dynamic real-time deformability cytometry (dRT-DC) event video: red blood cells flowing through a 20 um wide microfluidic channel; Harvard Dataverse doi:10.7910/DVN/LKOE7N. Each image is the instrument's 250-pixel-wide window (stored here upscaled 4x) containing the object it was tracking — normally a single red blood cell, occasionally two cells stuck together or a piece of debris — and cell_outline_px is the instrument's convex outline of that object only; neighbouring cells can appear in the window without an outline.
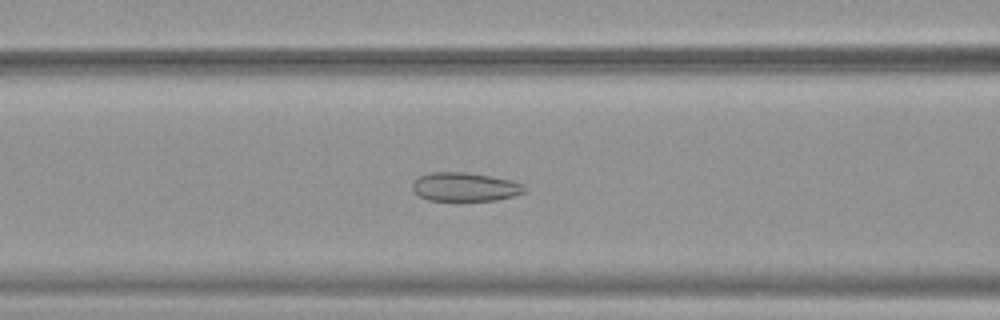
{"species": "common noctule bat (a hibernating species)", "species_latin": "Nyctalus noctula", "temperature_condition": "warm", "stored_images_in_passage": 53, "camera_frame_rate_fps": 3000, "um_per_image_px": 0.085, "animal": {"sex": "female", "body_mass_g": 19.9}, "frame": {"image": 1, "passage_image": 22, "time_ms": 7.0, "image_size_px": [1000, 320], "cell_outline_px": [[528, 192], [516, 196], [496, 200], [428, 200], [420, 196], [412, 188], [412, 184], [416, 176], [428, 172], [468, 172], [492, 176], [512, 180], [524, 184], [528, 188]], "centroid_in_image_um": [39.58, 15.87], "position_along_channel_um": 127.0, "area_um2": 19.19}}
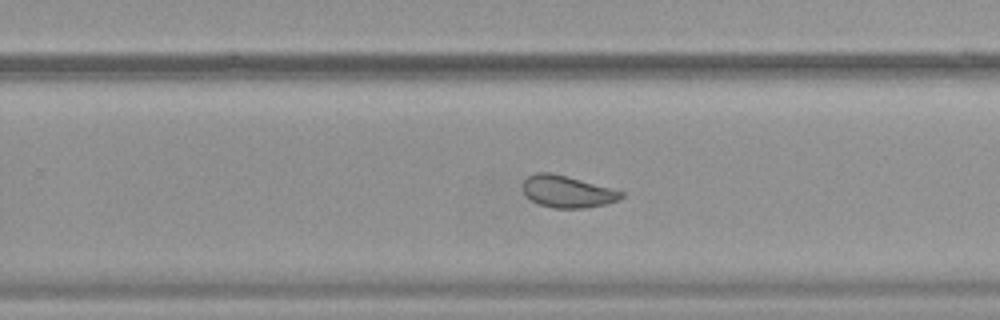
{"frame": {"image": 2, "passage_image": 34, "time_ms": 11.0, "image_size_px": [1000, 320], "cell_outline_px": [[624, 196], [620, 200], [604, 204], [584, 208], [552, 208], [540, 204], [524, 196], [520, 188], [524, 180], [528, 176], [536, 172], [552, 172], [612, 188], [624, 192]], "centroid_in_image_um": [48.18, 16.28], "position_along_channel_um": 281.6, "area_um2": 18.55}}
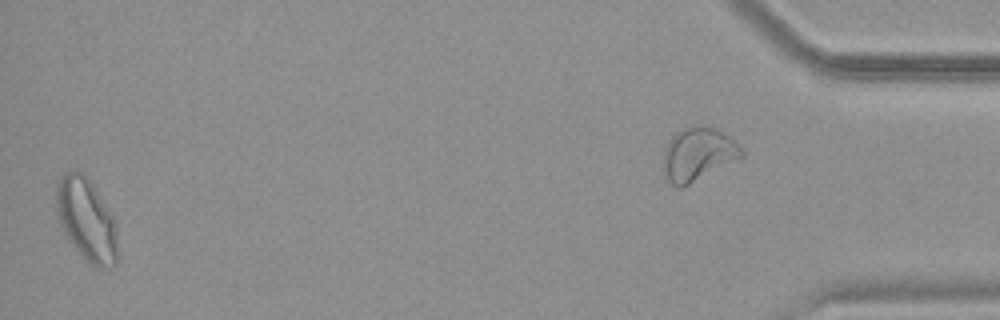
{"frame": {"image": 3, "passage_image": 52, "time_ms": 17.0, "image_size_px": [1000, 320], "cell_outline_px": [[116, 264], [112, 268], [92, 268], [68, 240], [60, 224], [56, 212], [56, 184], [60, 176], [64, 172], [84, 172], [88, 176], [112, 216], [116, 236]], "centroid_in_image_um": [7.31, 18.68], "position_along_channel_um": 427.9, "area_um2": 29.54}, "authors_computed_cell_mechanics": {"area_um2": 23.6402, "velocity_mm_per_s": 3.8797, "shape_relaxation_time_tau1_ms": null, "shape_relaxation_time_tau2_ms": 1.1429, "deformation_change_tau1": null, "deformation_change_tau2": 0.08}}